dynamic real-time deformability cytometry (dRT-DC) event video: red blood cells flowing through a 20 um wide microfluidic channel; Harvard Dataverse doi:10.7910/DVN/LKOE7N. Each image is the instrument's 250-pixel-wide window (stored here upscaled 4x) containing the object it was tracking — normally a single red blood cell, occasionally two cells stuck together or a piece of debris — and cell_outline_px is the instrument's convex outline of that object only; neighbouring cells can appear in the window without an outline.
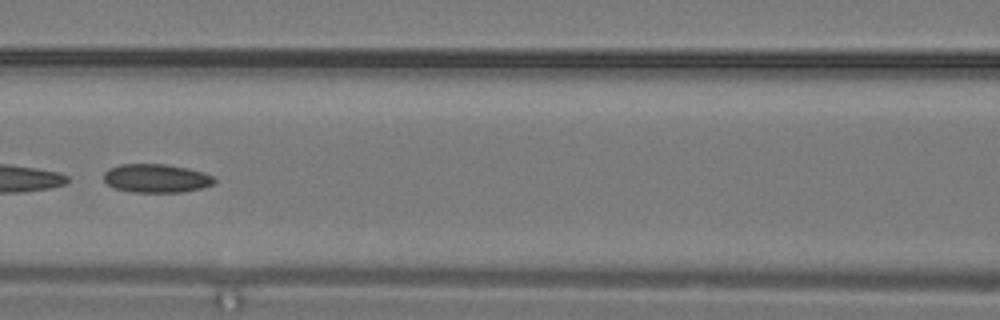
{"species": "common noctule bat (a hibernating species)", "species_latin": "Nyctalus noctula", "temperature_condition": "warm", "stored_images_in_passage": 26, "camera_frame_rate_fps": 3000, "um_per_image_px": 0.085, "animal": {"sex": "male", "body_mass_g": 19.2, "forearm_length_mm": 51.8}, "frame": {"image": 1, "passage_image": 12, "time_ms": 3.667, "image_size_px": [1000, 320], "cell_outline_px": [[216, 180], [212, 184], [200, 188], [184, 192], [132, 192], [112, 188], [104, 180], [104, 172], [108, 168], [120, 164], [164, 164], [184, 168], [200, 172], [212, 176]], "centroid_in_image_um": [13.21, 15.16], "position_along_channel_um": 153.4, "area_um2": 18.26}}